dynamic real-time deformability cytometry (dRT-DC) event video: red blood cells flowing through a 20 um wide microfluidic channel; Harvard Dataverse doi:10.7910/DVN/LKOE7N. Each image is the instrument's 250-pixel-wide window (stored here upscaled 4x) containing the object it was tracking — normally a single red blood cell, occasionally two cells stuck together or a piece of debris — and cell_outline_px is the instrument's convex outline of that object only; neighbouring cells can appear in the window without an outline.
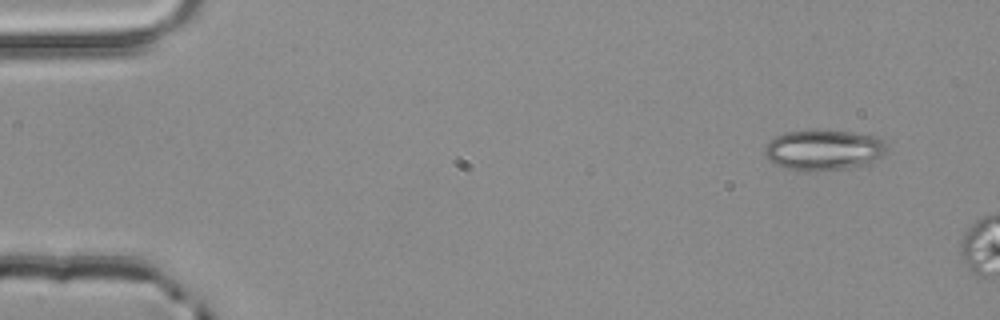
{"species": "common noctule bat (a hibernating species)", "species_latin": "Nyctalus noctula", "temperature_condition": "room temperature", "stored_images_in_passage": 2, "camera_frame_rate_fps": 3000, "um_per_image_px": 0.085, "animal": {"sex": "male", "body_mass_g": 20.4}, "frame": {"image": 1, "passage_image": 1, "time_ms": 0.0, "image_size_px": [1000, 320], "cell_outline_px": [[888, 152], [884, 156], [872, 164], [816, 172], [804, 172], [788, 168], [776, 164], [768, 160], [764, 156], [764, 148], [776, 136], [784, 132], [816, 128], [852, 132], [876, 136], [884, 140], [888, 144]], "centroid_in_image_um": [70.07, 12.74], "position_along_channel_um": 14.9, "area_um2": 29.94}}